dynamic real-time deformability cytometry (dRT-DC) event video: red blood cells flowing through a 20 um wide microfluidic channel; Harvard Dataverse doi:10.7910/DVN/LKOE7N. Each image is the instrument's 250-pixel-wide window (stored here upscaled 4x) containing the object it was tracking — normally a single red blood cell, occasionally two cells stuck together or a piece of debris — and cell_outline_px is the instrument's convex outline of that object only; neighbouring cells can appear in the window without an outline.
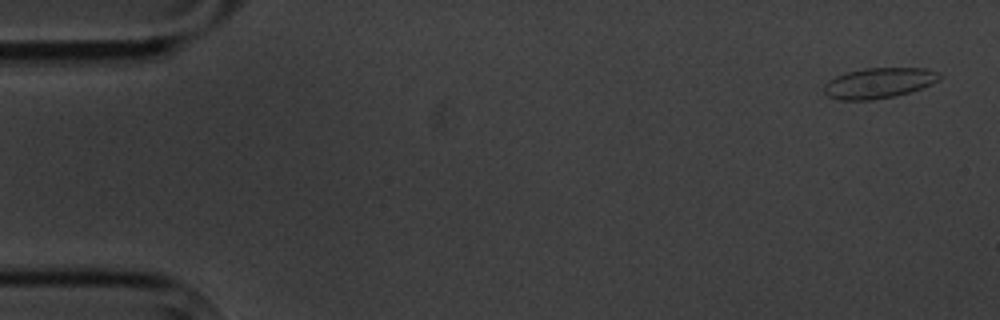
{"species": "common noctule bat (a hibernating species)", "species_latin": "Nyctalus noctula", "temperature_condition": "cold", "stored_images_in_passage": 5, "camera_frame_rate_fps": 3000, "um_per_image_px": 0.085, "animal": {"sex": "male", "body_mass_g": 20.1, "forearm_length_mm": 53.5}, "frame": {"image": 1, "passage_image": 1, "time_ms": 0.0, "image_size_px": [1000, 320], "cell_outline_px": [[940, 80], [932, 84], [896, 96], [872, 100], [840, 100], [828, 96], [824, 92], [824, 84], [828, 80], [836, 76], [848, 72], [864, 68], [924, 68], [936, 72], [940, 76]], "centroid_in_image_um": [74.67, 7.06], "position_along_channel_um": 10.3, "area_um2": 20.4}}